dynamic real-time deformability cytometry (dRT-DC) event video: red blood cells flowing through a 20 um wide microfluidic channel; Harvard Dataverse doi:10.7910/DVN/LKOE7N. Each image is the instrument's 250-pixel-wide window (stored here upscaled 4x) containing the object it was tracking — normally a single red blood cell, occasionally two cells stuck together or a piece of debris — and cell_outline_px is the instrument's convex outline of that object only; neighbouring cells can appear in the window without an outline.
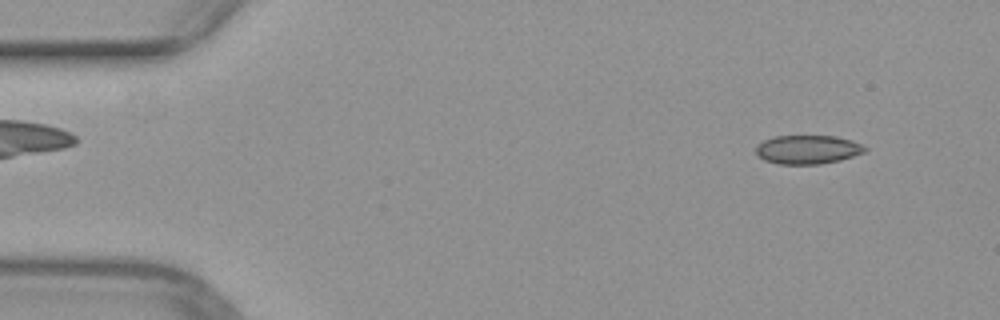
{"species": "common noctule bat (a hibernating species)", "species_latin": "Nyctalus noctula", "temperature_condition": "warm", "stored_images_in_passage": 49, "camera_frame_rate_fps": 3000, "um_per_image_px": 0.085, "animal": {"sex": "female", "body_mass_g": 29.2, "forearm_length_mm": 56.3}, "frame": {"image": 1, "passage_image": 3, "time_ms": 0.667, "image_size_px": [1000, 320], "cell_outline_px": [[868, 148], [864, 152], [840, 160], [820, 164], [776, 164], [764, 160], [756, 156], [756, 144], [772, 136], [836, 136], [852, 140]], "centroid_in_image_um": [68.6, 12.71], "position_along_channel_um": 16.4, "area_um2": 18.44}}
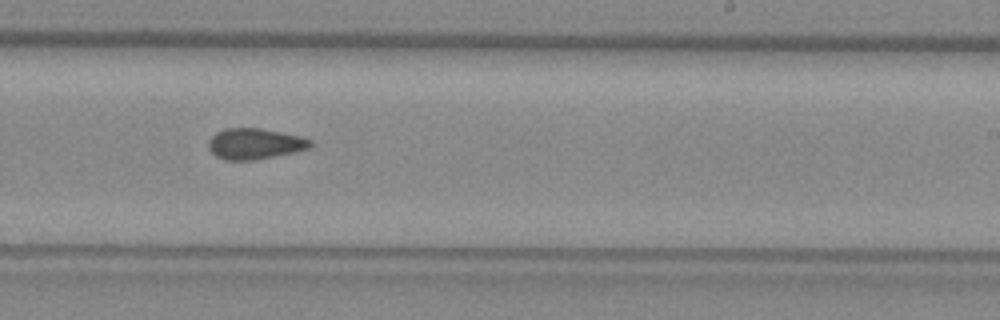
{"frame": {"image": 2, "passage_image": 29, "time_ms": 9.333, "image_size_px": [1000, 320], "cell_outline_px": [[312, 144], [308, 148], [292, 152], [252, 160], [224, 160], [216, 156], [208, 148], [208, 140], [216, 132], [224, 128], [260, 128], [300, 136], [312, 140]], "centroid_in_image_um": [21.61, 12.21], "position_along_channel_um": 267.4, "area_um2": 18.15}}
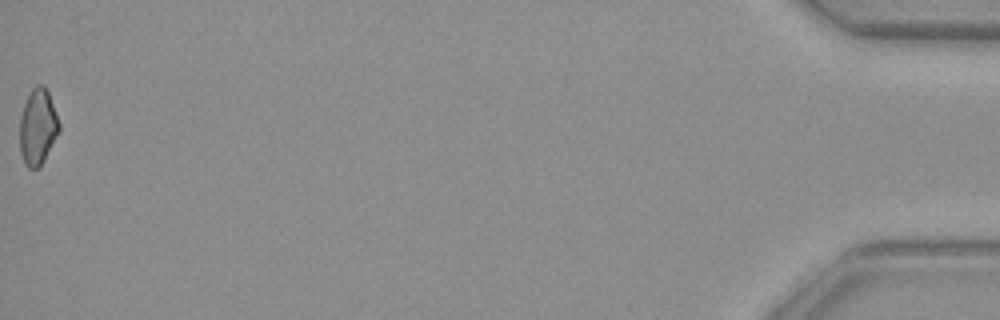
{"frame": {"image": 3, "passage_image": 49, "time_ms": 16.0, "image_size_px": [1000, 320], "cell_outline_px": [[60, 128], [44, 160], [36, 168], [28, 168], [24, 164], [20, 152], [20, 120], [24, 104], [32, 88], [36, 84], [44, 84], [48, 92], [60, 124]], "centroid_in_image_um": [3.2, 10.77], "position_along_channel_um": 432.0, "area_um2": 17.17}}